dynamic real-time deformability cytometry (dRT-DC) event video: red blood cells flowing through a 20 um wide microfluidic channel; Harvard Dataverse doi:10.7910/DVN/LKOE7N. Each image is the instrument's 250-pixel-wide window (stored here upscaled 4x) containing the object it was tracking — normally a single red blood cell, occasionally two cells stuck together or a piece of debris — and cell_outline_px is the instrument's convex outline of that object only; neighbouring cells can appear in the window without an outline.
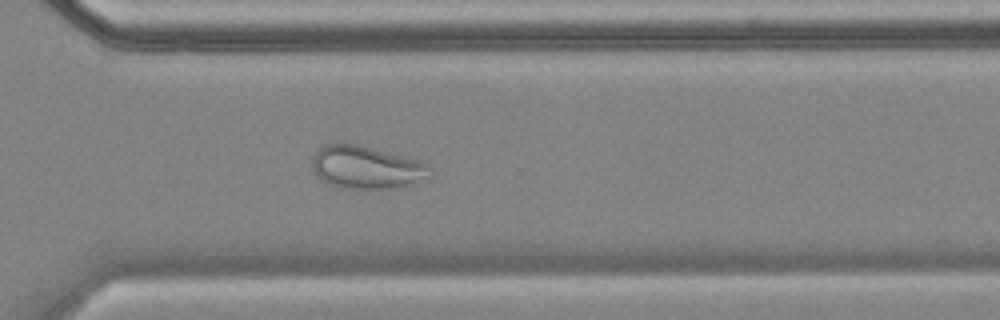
{"species": "common noctule bat (a hibernating species)", "species_latin": "Nyctalus noctula", "temperature_condition": "cold", "stored_images_in_passage": 57, "camera_frame_rate_fps": 3000, "um_per_image_px": 0.085, "animal": {"sex": "female", "body_mass_g": 18.4}, "frame": {"image": 1, "passage_image": 41, "time_ms": 13.333, "image_size_px": [1000, 320], "cell_outline_px": [[432, 176], [428, 180], [400, 188], [336, 188], [320, 180], [316, 176], [312, 168], [312, 160], [316, 152], [320, 148], [336, 140], [344, 140], [420, 160], [428, 164], [432, 168]], "centroid_in_image_um": [31.17, 14.21], "position_along_channel_um": 339.4, "area_um2": 30.58}}